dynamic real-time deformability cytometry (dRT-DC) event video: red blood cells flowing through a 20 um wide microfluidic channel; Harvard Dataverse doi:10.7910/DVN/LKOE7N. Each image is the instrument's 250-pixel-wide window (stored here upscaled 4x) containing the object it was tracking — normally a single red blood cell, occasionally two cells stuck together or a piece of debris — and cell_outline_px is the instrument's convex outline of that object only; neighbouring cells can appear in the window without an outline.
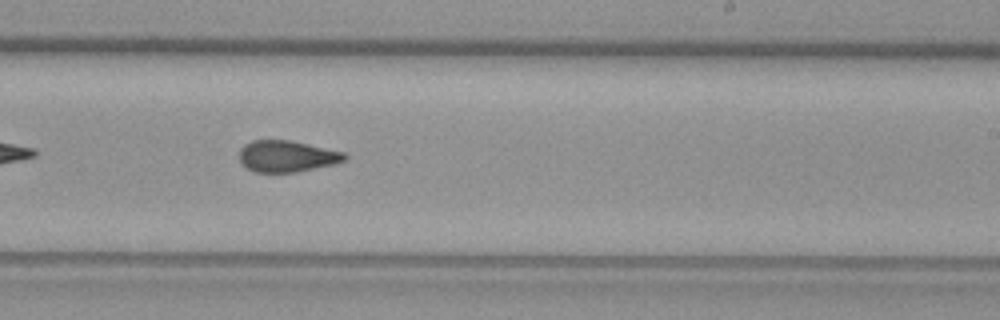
{"species": "common noctule bat (a hibernating species)", "species_latin": "Nyctalus noctula", "temperature_condition": "warm", "stored_images_in_passage": 20, "camera_frame_rate_fps": 3000, "um_per_image_px": 0.085, "animal": {"sex": "female", "body_mass_g": 29.2, "forearm_length_mm": 56.3}, "frame": {"image": 1, "passage_image": 17, "time_ms": 5.333, "image_size_px": [1000, 320], "cell_outline_px": [[348, 156], [344, 160], [332, 164], [296, 172], [256, 172], [248, 168], [240, 160], [240, 148], [244, 144], [252, 140], [292, 140], [344, 152]], "centroid_in_image_um": [24.38, 13.26], "position_along_channel_um": 264.6, "area_um2": 19.13}}
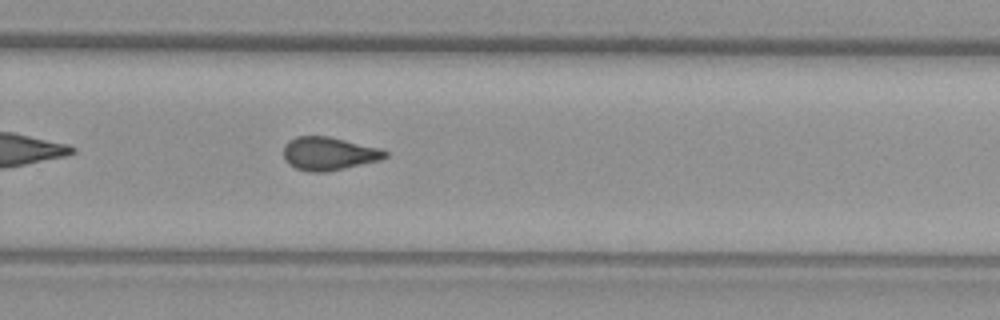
{"frame": {"image": 2, "passage_image": 20, "time_ms": 6.333, "image_size_px": [1000, 320], "cell_outline_px": [[388, 156], [380, 160], [324, 172], [312, 172], [296, 168], [288, 164], [284, 156], [284, 144], [288, 140], [296, 136], [328, 136], [380, 148], [388, 152]], "centroid_in_image_um": [27.93, 13.04], "position_along_channel_um": 301.9, "area_um2": 19.54}}